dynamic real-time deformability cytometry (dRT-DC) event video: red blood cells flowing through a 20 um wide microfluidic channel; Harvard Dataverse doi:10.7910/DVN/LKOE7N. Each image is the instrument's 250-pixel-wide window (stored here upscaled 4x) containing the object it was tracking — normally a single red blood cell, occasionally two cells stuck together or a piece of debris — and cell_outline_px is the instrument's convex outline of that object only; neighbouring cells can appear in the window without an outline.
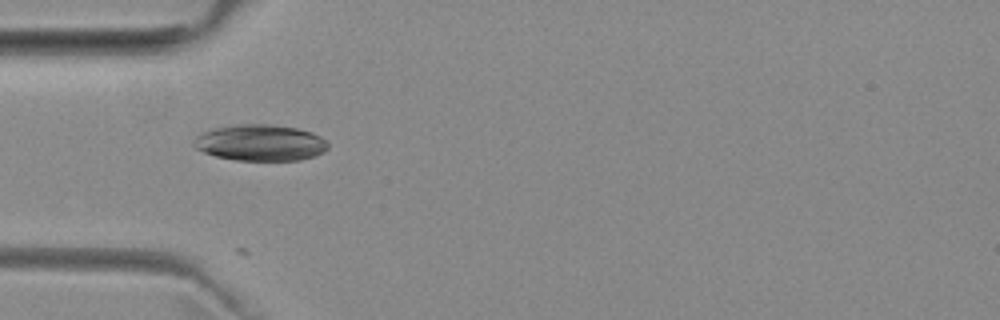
{"species": "common noctule bat (a hibernating species)", "species_latin": "Nyctalus noctula", "temperature_condition": "room temperature", "stored_images_in_passage": 20, "camera_frame_rate_fps": 3000, "um_per_image_px": 0.085, "animal": {"sex": "female", "body_mass_g": 29.2, "forearm_length_mm": 56.3}, "frame": {"image": 1, "passage_image": 16, "time_ms": 5.0, "image_size_px": [1000, 320], "cell_outline_px": [[328, 148], [324, 152], [316, 156], [300, 160], [236, 160], [216, 156], [204, 152], [196, 148], [192, 144], [192, 140], [196, 136], [204, 132], [216, 128], [236, 124], [272, 124], [296, 128], [312, 132], [320, 136], [328, 144]], "centroid_in_image_um": [22.14, 12.13], "position_along_channel_um": 62.9, "area_um2": 28.38}}
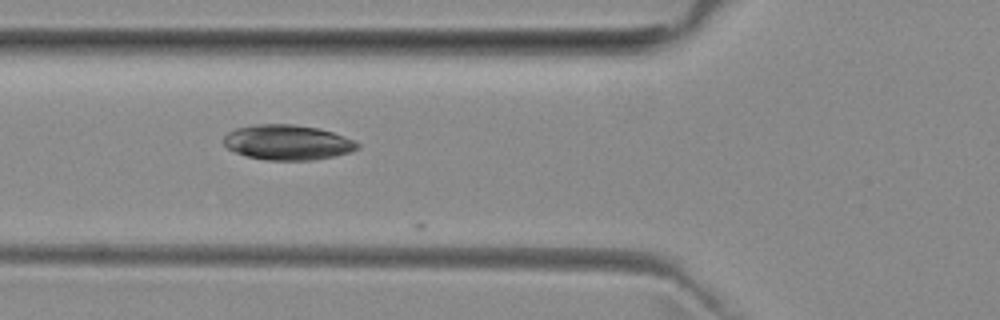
{"frame": {"image": 2, "passage_image": 19, "time_ms": 6.0, "image_size_px": [1000, 320], "cell_outline_px": [[360, 148], [348, 152], [332, 156], [312, 160], [268, 160], [248, 156], [236, 152], [228, 148], [224, 144], [224, 136], [228, 132], [236, 128], [256, 124], [292, 124], [320, 128], [356, 140], [360, 144]], "centroid_in_image_um": [24.46, 12.09], "position_along_channel_um": 101.3, "area_um2": 27.28}}